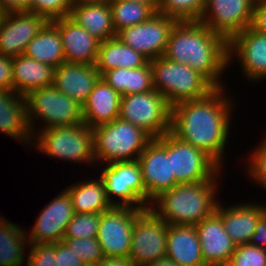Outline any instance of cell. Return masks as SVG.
Listing matches in <instances>:
<instances>
[{
    "label": "cell",
    "mask_w": 266,
    "mask_h": 266,
    "mask_svg": "<svg viewBox=\"0 0 266 266\" xmlns=\"http://www.w3.org/2000/svg\"><path fill=\"white\" fill-rule=\"evenodd\" d=\"M227 94L226 87L215 88L203 98L179 102L171 107V132L205 151L223 169L224 149L230 140L236 104V98Z\"/></svg>",
    "instance_id": "cell-1"
},
{
    "label": "cell",
    "mask_w": 266,
    "mask_h": 266,
    "mask_svg": "<svg viewBox=\"0 0 266 266\" xmlns=\"http://www.w3.org/2000/svg\"><path fill=\"white\" fill-rule=\"evenodd\" d=\"M164 57L190 66L214 88L228 66V42L201 21H177L171 30Z\"/></svg>",
    "instance_id": "cell-2"
},
{
    "label": "cell",
    "mask_w": 266,
    "mask_h": 266,
    "mask_svg": "<svg viewBox=\"0 0 266 266\" xmlns=\"http://www.w3.org/2000/svg\"><path fill=\"white\" fill-rule=\"evenodd\" d=\"M219 183L206 180L175 185L154 198L149 208L168 225H196L216 211Z\"/></svg>",
    "instance_id": "cell-3"
},
{
    "label": "cell",
    "mask_w": 266,
    "mask_h": 266,
    "mask_svg": "<svg viewBox=\"0 0 266 266\" xmlns=\"http://www.w3.org/2000/svg\"><path fill=\"white\" fill-rule=\"evenodd\" d=\"M32 147L50 158L71 163L96 165L93 128L86 124L38 128Z\"/></svg>",
    "instance_id": "cell-4"
},
{
    "label": "cell",
    "mask_w": 266,
    "mask_h": 266,
    "mask_svg": "<svg viewBox=\"0 0 266 266\" xmlns=\"http://www.w3.org/2000/svg\"><path fill=\"white\" fill-rule=\"evenodd\" d=\"M96 165L135 161L153 139L143 129L118 117L93 127Z\"/></svg>",
    "instance_id": "cell-5"
},
{
    "label": "cell",
    "mask_w": 266,
    "mask_h": 266,
    "mask_svg": "<svg viewBox=\"0 0 266 266\" xmlns=\"http://www.w3.org/2000/svg\"><path fill=\"white\" fill-rule=\"evenodd\" d=\"M153 86L167 103L173 105L207 96L215 88L190 66L168 60L164 56L149 61Z\"/></svg>",
    "instance_id": "cell-6"
},
{
    "label": "cell",
    "mask_w": 266,
    "mask_h": 266,
    "mask_svg": "<svg viewBox=\"0 0 266 266\" xmlns=\"http://www.w3.org/2000/svg\"><path fill=\"white\" fill-rule=\"evenodd\" d=\"M24 98L32 135L37 132V121L44 124L41 129L83 124L82 105L53 85L33 90Z\"/></svg>",
    "instance_id": "cell-7"
},
{
    "label": "cell",
    "mask_w": 266,
    "mask_h": 266,
    "mask_svg": "<svg viewBox=\"0 0 266 266\" xmlns=\"http://www.w3.org/2000/svg\"><path fill=\"white\" fill-rule=\"evenodd\" d=\"M119 117L143 129L152 138L171 131V106L155 89L122 96Z\"/></svg>",
    "instance_id": "cell-8"
},
{
    "label": "cell",
    "mask_w": 266,
    "mask_h": 266,
    "mask_svg": "<svg viewBox=\"0 0 266 266\" xmlns=\"http://www.w3.org/2000/svg\"><path fill=\"white\" fill-rule=\"evenodd\" d=\"M166 152L171 156V175H175L179 184L221 180L223 168L210 155L171 131L166 133Z\"/></svg>",
    "instance_id": "cell-9"
},
{
    "label": "cell",
    "mask_w": 266,
    "mask_h": 266,
    "mask_svg": "<svg viewBox=\"0 0 266 266\" xmlns=\"http://www.w3.org/2000/svg\"><path fill=\"white\" fill-rule=\"evenodd\" d=\"M98 166L100 168L103 166L100 170V178L104 183L107 198L113 206H127L142 210L149 208L146 203L141 167L137 160L104 165L99 163Z\"/></svg>",
    "instance_id": "cell-10"
},
{
    "label": "cell",
    "mask_w": 266,
    "mask_h": 266,
    "mask_svg": "<svg viewBox=\"0 0 266 266\" xmlns=\"http://www.w3.org/2000/svg\"><path fill=\"white\" fill-rule=\"evenodd\" d=\"M167 229L168 223L150 208L137 216L128 256L133 266H146L166 256Z\"/></svg>",
    "instance_id": "cell-11"
},
{
    "label": "cell",
    "mask_w": 266,
    "mask_h": 266,
    "mask_svg": "<svg viewBox=\"0 0 266 266\" xmlns=\"http://www.w3.org/2000/svg\"><path fill=\"white\" fill-rule=\"evenodd\" d=\"M142 211L139 208L113 206L100 213L96 239L104 257L129 256L133 226Z\"/></svg>",
    "instance_id": "cell-12"
},
{
    "label": "cell",
    "mask_w": 266,
    "mask_h": 266,
    "mask_svg": "<svg viewBox=\"0 0 266 266\" xmlns=\"http://www.w3.org/2000/svg\"><path fill=\"white\" fill-rule=\"evenodd\" d=\"M177 20L156 12L146 22L120 30L116 37L149 61L164 56Z\"/></svg>",
    "instance_id": "cell-13"
},
{
    "label": "cell",
    "mask_w": 266,
    "mask_h": 266,
    "mask_svg": "<svg viewBox=\"0 0 266 266\" xmlns=\"http://www.w3.org/2000/svg\"><path fill=\"white\" fill-rule=\"evenodd\" d=\"M137 161L141 167L148 205L160 193L179 184L175 175H171V156L166 152V133L161 137L153 138Z\"/></svg>",
    "instance_id": "cell-14"
},
{
    "label": "cell",
    "mask_w": 266,
    "mask_h": 266,
    "mask_svg": "<svg viewBox=\"0 0 266 266\" xmlns=\"http://www.w3.org/2000/svg\"><path fill=\"white\" fill-rule=\"evenodd\" d=\"M255 0H206L203 24L227 42L249 27Z\"/></svg>",
    "instance_id": "cell-15"
},
{
    "label": "cell",
    "mask_w": 266,
    "mask_h": 266,
    "mask_svg": "<svg viewBox=\"0 0 266 266\" xmlns=\"http://www.w3.org/2000/svg\"><path fill=\"white\" fill-rule=\"evenodd\" d=\"M235 58L248 82H263L266 79V33L247 27L232 38L228 42V66H232Z\"/></svg>",
    "instance_id": "cell-16"
},
{
    "label": "cell",
    "mask_w": 266,
    "mask_h": 266,
    "mask_svg": "<svg viewBox=\"0 0 266 266\" xmlns=\"http://www.w3.org/2000/svg\"><path fill=\"white\" fill-rule=\"evenodd\" d=\"M74 215L71 197L63 189L39 212L32 230L29 228L28 232L26 229L29 244H55L62 241Z\"/></svg>",
    "instance_id": "cell-17"
},
{
    "label": "cell",
    "mask_w": 266,
    "mask_h": 266,
    "mask_svg": "<svg viewBox=\"0 0 266 266\" xmlns=\"http://www.w3.org/2000/svg\"><path fill=\"white\" fill-rule=\"evenodd\" d=\"M48 22L44 16L28 11L4 13L0 21V54H24L28 43Z\"/></svg>",
    "instance_id": "cell-18"
},
{
    "label": "cell",
    "mask_w": 266,
    "mask_h": 266,
    "mask_svg": "<svg viewBox=\"0 0 266 266\" xmlns=\"http://www.w3.org/2000/svg\"><path fill=\"white\" fill-rule=\"evenodd\" d=\"M207 266H226L237 245L225 231L221 216L215 211L195 225Z\"/></svg>",
    "instance_id": "cell-19"
},
{
    "label": "cell",
    "mask_w": 266,
    "mask_h": 266,
    "mask_svg": "<svg viewBox=\"0 0 266 266\" xmlns=\"http://www.w3.org/2000/svg\"><path fill=\"white\" fill-rule=\"evenodd\" d=\"M216 212L222 218L225 231L238 246L249 244L258 221L266 214V208L260 202H239L225 207L219 201Z\"/></svg>",
    "instance_id": "cell-20"
},
{
    "label": "cell",
    "mask_w": 266,
    "mask_h": 266,
    "mask_svg": "<svg viewBox=\"0 0 266 266\" xmlns=\"http://www.w3.org/2000/svg\"><path fill=\"white\" fill-rule=\"evenodd\" d=\"M62 39L65 62L95 65L100 41L69 16L50 21Z\"/></svg>",
    "instance_id": "cell-21"
},
{
    "label": "cell",
    "mask_w": 266,
    "mask_h": 266,
    "mask_svg": "<svg viewBox=\"0 0 266 266\" xmlns=\"http://www.w3.org/2000/svg\"><path fill=\"white\" fill-rule=\"evenodd\" d=\"M99 78L95 65L64 62L54 70L53 86L83 106Z\"/></svg>",
    "instance_id": "cell-22"
},
{
    "label": "cell",
    "mask_w": 266,
    "mask_h": 266,
    "mask_svg": "<svg viewBox=\"0 0 266 266\" xmlns=\"http://www.w3.org/2000/svg\"><path fill=\"white\" fill-rule=\"evenodd\" d=\"M0 133L31 147L33 135L29 128L26 100L14 91L0 89Z\"/></svg>",
    "instance_id": "cell-23"
},
{
    "label": "cell",
    "mask_w": 266,
    "mask_h": 266,
    "mask_svg": "<svg viewBox=\"0 0 266 266\" xmlns=\"http://www.w3.org/2000/svg\"><path fill=\"white\" fill-rule=\"evenodd\" d=\"M69 17L100 42L117 35L108 0L74 1Z\"/></svg>",
    "instance_id": "cell-24"
},
{
    "label": "cell",
    "mask_w": 266,
    "mask_h": 266,
    "mask_svg": "<svg viewBox=\"0 0 266 266\" xmlns=\"http://www.w3.org/2000/svg\"><path fill=\"white\" fill-rule=\"evenodd\" d=\"M121 97L100 77L82 106L83 123L93 128L117 119L120 115Z\"/></svg>",
    "instance_id": "cell-25"
},
{
    "label": "cell",
    "mask_w": 266,
    "mask_h": 266,
    "mask_svg": "<svg viewBox=\"0 0 266 266\" xmlns=\"http://www.w3.org/2000/svg\"><path fill=\"white\" fill-rule=\"evenodd\" d=\"M166 257L178 266H207L195 225H168Z\"/></svg>",
    "instance_id": "cell-26"
},
{
    "label": "cell",
    "mask_w": 266,
    "mask_h": 266,
    "mask_svg": "<svg viewBox=\"0 0 266 266\" xmlns=\"http://www.w3.org/2000/svg\"><path fill=\"white\" fill-rule=\"evenodd\" d=\"M13 91L26 96L33 90L53 85L55 68L24 54L12 57Z\"/></svg>",
    "instance_id": "cell-27"
},
{
    "label": "cell",
    "mask_w": 266,
    "mask_h": 266,
    "mask_svg": "<svg viewBox=\"0 0 266 266\" xmlns=\"http://www.w3.org/2000/svg\"><path fill=\"white\" fill-rule=\"evenodd\" d=\"M148 62L149 60L141 53L123 43L118 37H114L100 42L95 66L101 76L111 69L141 68Z\"/></svg>",
    "instance_id": "cell-28"
},
{
    "label": "cell",
    "mask_w": 266,
    "mask_h": 266,
    "mask_svg": "<svg viewBox=\"0 0 266 266\" xmlns=\"http://www.w3.org/2000/svg\"><path fill=\"white\" fill-rule=\"evenodd\" d=\"M96 178L79 180L66 187L75 213H103L113 207L107 198L102 179L98 175Z\"/></svg>",
    "instance_id": "cell-29"
},
{
    "label": "cell",
    "mask_w": 266,
    "mask_h": 266,
    "mask_svg": "<svg viewBox=\"0 0 266 266\" xmlns=\"http://www.w3.org/2000/svg\"><path fill=\"white\" fill-rule=\"evenodd\" d=\"M100 77L122 96L144 93L154 89L150 62L141 68L111 69L104 72Z\"/></svg>",
    "instance_id": "cell-30"
},
{
    "label": "cell",
    "mask_w": 266,
    "mask_h": 266,
    "mask_svg": "<svg viewBox=\"0 0 266 266\" xmlns=\"http://www.w3.org/2000/svg\"><path fill=\"white\" fill-rule=\"evenodd\" d=\"M24 55L54 68L65 62L59 30L49 21L28 43Z\"/></svg>",
    "instance_id": "cell-31"
},
{
    "label": "cell",
    "mask_w": 266,
    "mask_h": 266,
    "mask_svg": "<svg viewBox=\"0 0 266 266\" xmlns=\"http://www.w3.org/2000/svg\"><path fill=\"white\" fill-rule=\"evenodd\" d=\"M22 229L24 227L0 217V266H24L23 262L27 261L24 248L30 244L26 230Z\"/></svg>",
    "instance_id": "cell-32"
},
{
    "label": "cell",
    "mask_w": 266,
    "mask_h": 266,
    "mask_svg": "<svg viewBox=\"0 0 266 266\" xmlns=\"http://www.w3.org/2000/svg\"><path fill=\"white\" fill-rule=\"evenodd\" d=\"M116 34L125 28L146 22L156 12L148 5L128 0H108Z\"/></svg>",
    "instance_id": "cell-33"
},
{
    "label": "cell",
    "mask_w": 266,
    "mask_h": 266,
    "mask_svg": "<svg viewBox=\"0 0 266 266\" xmlns=\"http://www.w3.org/2000/svg\"><path fill=\"white\" fill-rule=\"evenodd\" d=\"M206 6V0H161L158 12L177 21H199Z\"/></svg>",
    "instance_id": "cell-34"
},
{
    "label": "cell",
    "mask_w": 266,
    "mask_h": 266,
    "mask_svg": "<svg viewBox=\"0 0 266 266\" xmlns=\"http://www.w3.org/2000/svg\"><path fill=\"white\" fill-rule=\"evenodd\" d=\"M62 242L85 266H93L103 256L101 245L96 238L63 237Z\"/></svg>",
    "instance_id": "cell-35"
},
{
    "label": "cell",
    "mask_w": 266,
    "mask_h": 266,
    "mask_svg": "<svg viewBox=\"0 0 266 266\" xmlns=\"http://www.w3.org/2000/svg\"><path fill=\"white\" fill-rule=\"evenodd\" d=\"M100 222V213H75L67 225L64 237L96 238Z\"/></svg>",
    "instance_id": "cell-36"
},
{
    "label": "cell",
    "mask_w": 266,
    "mask_h": 266,
    "mask_svg": "<svg viewBox=\"0 0 266 266\" xmlns=\"http://www.w3.org/2000/svg\"><path fill=\"white\" fill-rule=\"evenodd\" d=\"M259 144L255 149L251 151L248 157L247 155V166L246 173L247 176L254 182V185H258V187H262L266 192V135L265 138H261ZM257 147V148H256ZM248 171V172H247Z\"/></svg>",
    "instance_id": "cell-37"
},
{
    "label": "cell",
    "mask_w": 266,
    "mask_h": 266,
    "mask_svg": "<svg viewBox=\"0 0 266 266\" xmlns=\"http://www.w3.org/2000/svg\"><path fill=\"white\" fill-rule=\"evenodd\" d=\"M73 2V0H30V12L53 21L69 16Z\"/></svg>",
    "instance_id": "cell-38"
},
{
    "label": "cell",
    "mask_w": 266,
    "mask_h": 266,
    "mask_svg": "<svg viewBox=\"0 0 266 266\" xmlns=\"http://www.w3.org/2000/svg\"><path fill=\"white\" fill-rule=\"evenodd\" d=\"M226 266H266V248L238 245Z\"/></svg>",
    "instance_id": "cell-39"
},
{
    "label": "cell",
    "mask_w": 266,
    "mask_h": 266,
    "mask_svg": "<svg viewBox=\"0 0 266 266\" xmlns=\"http://www.w3.org/2000/svg\"><path fill=\"white\" fill-rule=\"evenodd\" d=\"M27 266H54L56 258V243L30 244L27 247Z\"/></svg>",
    "instance_id": "cell-40"
},
{
    "label": "cell",
    "mask_w": 266,
    "mask_h": 266,
    "mask_svg": "<svg viewBox=\"0 0 266 266\" xmlns=\"http://www.w3.org/2000/svg\"><path fill=\"white\" fill-rule=\"evenodd\" d=\"M249 28L266 33V0H255Z\"/></svg>",
    "instance_id": "cell-41"
},
{
    "label": "cell",
    "mask_w": 266,
    "mask_h": 266,
    "mask_svg": "<svg viewBox=\"0 0 266 266\" xmlns=\"http://www.w3.org/2000/svg\"><path fill=\"white\" fill-rule=\"evenodd\" d=\"M54 266H85L81 260L62 242L56 243Z\"/></svg>",
    "instance_id": "cell-42"
},
{
    "label": "cell",
    "mask_w": 266,
    "mask_h": 266,
    "mask_svg": "<svg viewBox=\"0 0 266 266\" xmlns=\"http://www.w3.org/2000/svg\"><path fill=\"white\" fill-rule=\"evenodd\" d=\"M0 89L13 91L12 57L0 54Z\"/></svg>",
    "instance_id": "cell-43"
},
{
    "label": "cell",
    "mask_w": 266,
    "mask_h": 266,
    "mask_svg": "<svg viewBox=\"0 0 266 266\" xmlns=\"http://www.w3.org/2000/svg\"><path fill=\"white\" fill-rule=\"evenodd\" d=\"M0 9L4 13L8 12H30V0H0Z\"/></svg>",
    "instance_id": "cell-44"
},
{
    "label": "cell",
    "mask_w": 266,
    "mask_h": 266,
    "mask_svg": "<svg viewBox=\"0 0 266 266\" xmlns=\"http://www.w3.org/2000/svg\"><path fill=\"white\" fill-rule=\"evenodd\" d=\"M249 244L266 248V214L258 221L255 233L252 235Z\"/></svg>",
    "instance_id": "cell-45"
},
{
    "label": "cell",
    "mask_w": 266,
    "mask_h": 266,
    "mask_svg": "<svg viewBox=\"0 0 266 266\" xmlns=\"http://www.w3.org/2000/svg\"><path fill=\"white\" fill-rule=\"evenodd\" d=\"M93 266H133L129 257H102Z\"/></svg>",
    "instance_id": "cell-46"
},
{
    "label": "cell",
    "mask_w": 266,
    "mask_h": 266,
    "mask_svg": "<svg viewBox=\"0 0 266 266\" xmlns=\"http://www.w3.org/2000/svg\"><path fill=\"white\" fill-rule=\"evenodd\" d=\"M146 266H178L174 261L170 260L168 257L159 258L154 263L148 264Z\"/></svg>",
    "instance_id": "cell-47"
},
{
    "label": "cell",
    "mask_w": 266,
    "mask_h": 266,
    "mask_svg": "<svg viewBox=\"0 0 266 266\" xmlns=\"http://www.w3.org/2000/svg\"><path fill=\"white\" fill-rule=\"evenodd\" d=\"M128 1H135L137 3H141L144 5L150 6L155 12H158L159 4L161 0H128Z\"/></svg>",
    "instance_id": "cell-48"
},
{
    "label": "cell",
    "mask_w": 266,
    "mask_h": 266,
    "mask_svg": "<svg viewBox=\"0 0 266 266\" xmlns=\"http://www.w3.org/2000/svg\"><path fill=\"white\" fill-rule=\"evenodd\" d=\"M3 14H4V12L0 9V21L2 19Z\"/></svg>",
    "instance_id": "cell-49"
}]
</instances>
